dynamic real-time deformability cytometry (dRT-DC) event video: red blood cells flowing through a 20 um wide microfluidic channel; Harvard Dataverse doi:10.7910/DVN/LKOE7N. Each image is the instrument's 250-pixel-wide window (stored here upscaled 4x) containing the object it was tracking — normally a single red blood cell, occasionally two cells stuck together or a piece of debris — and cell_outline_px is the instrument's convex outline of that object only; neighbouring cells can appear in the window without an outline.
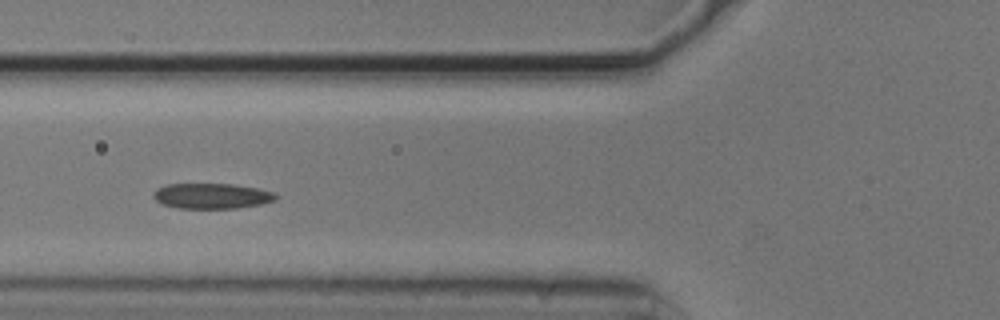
{"species": "common noctule bat (a hibernating species)", "species_latin": "Nyctalus noctula", "temperature_condition": "cold", "stored_images_in_passage": 6, "camera_frame_rate_fps": 3000, "um_per_image_px": 0.085, "animal": {"sex": "male", "body_mass_g": 20.5, "forearm_length_mm": 52.5}, "frame": {"image": 1, "passage_image": 4, "time_ms": 1.0, "image_size_px": [1000, 320], "cell_outline_px": [[276, 200], [260, 204], [236, 208], [176, 208], [164, 204], [156, 200], [152, 196], [156, 188], [168, 184], [232, 184], [256, 188], [276, 192]], "centroid_in_image_um": [17.99, 16.65], "position_along_channel_um": 107.8, "area_um2": 18.03}}
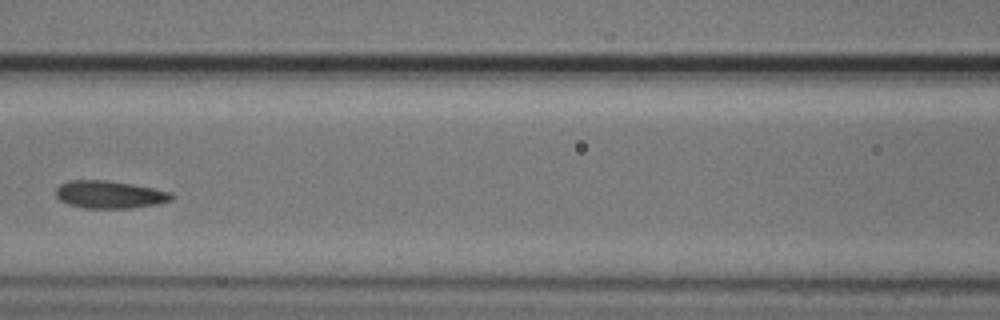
{"frame": {"image": 2, "passage_image": 5, "time_ms": 1.333, "image_size_px": [1000, 320], "cell_outline_px": [[172, 200], [156, 204], [132, 208], [84, 208], [68, 204], [60, 200], [56, 196], [56, 188], [60, 184], [68, 180], [108, 180], [132, 184], [172, 192]], "centroid_in_image_um": [9.29, 16.53], "position_along_channel_um": 157.3, "area_um2": 18.61}}